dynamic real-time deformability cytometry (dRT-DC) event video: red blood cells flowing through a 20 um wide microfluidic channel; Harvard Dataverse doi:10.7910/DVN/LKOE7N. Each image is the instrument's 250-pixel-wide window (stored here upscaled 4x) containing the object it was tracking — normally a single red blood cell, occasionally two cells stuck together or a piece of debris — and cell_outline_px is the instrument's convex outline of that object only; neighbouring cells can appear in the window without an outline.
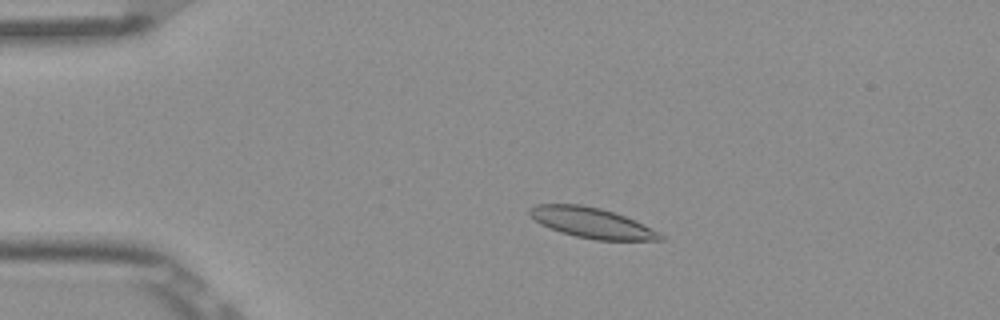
{"species": "Egyptian fruit bat (a non-hibernating species)", "species_latin": "Rousettus aegyptiacus", "temperature_condition": "room temperature", "stored_images_in_passage": 54, "camera_frame_rate_fps": 3000, "um_per_image_px": 0.085, "frame": {"image": 1, "passage_image": 12, "time_ms": 3.667, "image_size_px": [1000, 320], "cell_outline_px": [[664, 240], [596, 240], [576, 236], [560, 232], [540, 224], [528, 212], [528, 208], [536, 204], [580, 204], [600, 208], [624, 216], [660, 232], [664, 236]], "centroid_in_image_um": [50.29, 18.94], "position_along_channel_um": 34.7, "area_um2": 22.89}}
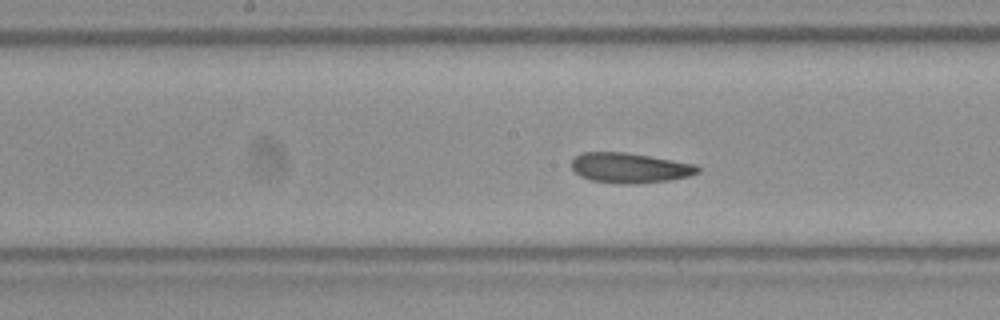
{"frame": {"image": 2, "passage_image": 28, "time_ms": 9.0, "image_size_px": [1000, 320], "cell_outline_px": [[700, 172], [688, 176], [668, 180], [636, 184], [624, 184], [592, 180], [580, 176], [572, 168], [572, 160], [580, 152], [628, 152], [696, 164], [700, 168]], "centroid_in_image_um": [53.54, 14.26], "position_along_channel_um": 194.7, "area_um2": 22.14}}
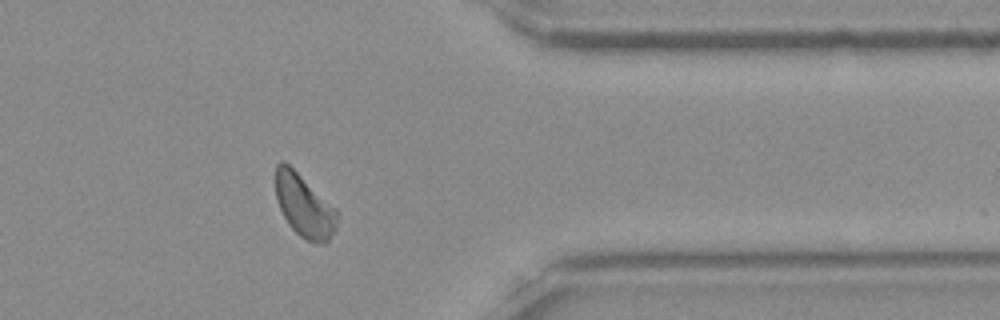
{"frame": {"image": 3, "passage_image": 44, "time_ms": 14.333, "image_size_px": [1000, 320], "cell_outline_px": [[336, 228], [328, 244], [324, 244], [308, 240], [300, 236], [288, 224], [280, 208], [276, 196], [276, 164], [280, 160], [284, 160], [336, 208]], "centroid_in_image_um": [25.86, 17.49], "position_along_channel_um": 385.5, "area_um2": 22.25}, "authors_computed_cell_mechanics": {"area_um2": 22.3397, "velocity_mm_per_s": 3.8384, "shape_relaxation_time_tau1_ms": 9.6336, "shape_relaxation_time_tau2_ms": 5.2998, "deformation_change_tau1": 0.1766, "deformation_change_tau2": 0.1238}}